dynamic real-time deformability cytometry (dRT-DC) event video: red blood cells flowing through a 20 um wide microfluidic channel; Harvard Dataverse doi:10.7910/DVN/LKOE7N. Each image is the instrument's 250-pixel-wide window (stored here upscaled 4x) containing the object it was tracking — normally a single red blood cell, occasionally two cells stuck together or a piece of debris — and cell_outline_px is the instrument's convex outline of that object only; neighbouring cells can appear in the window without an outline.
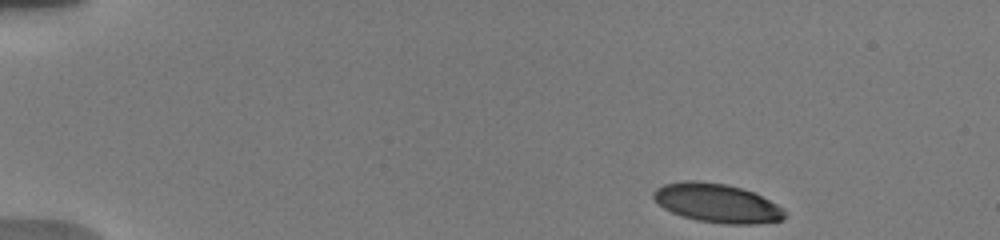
{"species": "human", "species_latin": "Homo sapiens", "temperature_condition": "warm", "stored_images_in_passage": 10, "camera_frame_rate_fps": 3000, "um_per_image_px": 0.085, "donor": {"sex": "male"}, "frame": {"image": 1, "passage_image": 1, "time_ms": 0.0, "image_size_px": [1000, 240], "cell_outline_px": [[784, 220], [756, 224], [724, 224], [696, 220], [672, 212], [664, 208], [652, 196], [652, 192], [656, 188], [664, 184], [684, 180], [696, 180], [724, 184], [756, 192], [784, 208]], "centroid_in_image_um": [60.97, 17.26], "position_along_channel_um": 24.0, "area_um2": 29.82}}